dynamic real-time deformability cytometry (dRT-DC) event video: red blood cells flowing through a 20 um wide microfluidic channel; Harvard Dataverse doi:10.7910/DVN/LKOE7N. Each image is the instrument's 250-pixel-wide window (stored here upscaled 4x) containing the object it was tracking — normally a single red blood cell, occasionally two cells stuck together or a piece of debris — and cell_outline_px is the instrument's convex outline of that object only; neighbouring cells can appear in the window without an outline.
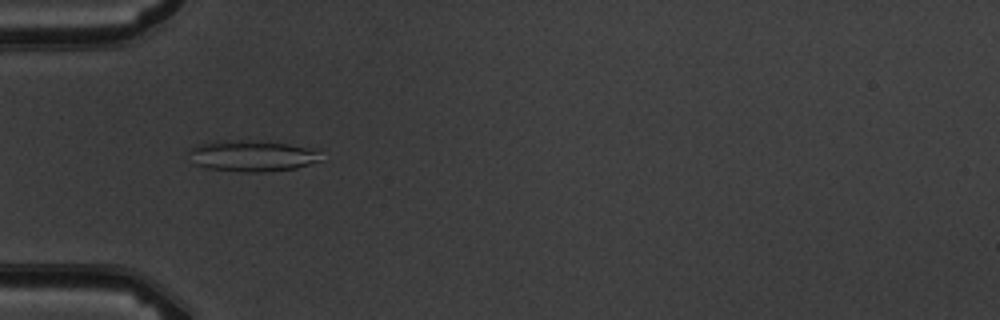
{"species": "common noctule bat (a hibernating species)", "species_latin": "Nyctalus noctula", "temperature_condition": "warm", "stored_images_in_passage": 6, "camera_frame_rate_fps": 3000, "um_per_image_px": 0.085, "animal": {"sex": "male", "body_mass_g": 19.5, "forearm_length_mm": 54.6}, "frame": {"image": 1, "passage_image": 4, "time_ms": 3.333, "image_size_px": [1000, 320], "cell_outline_px": [[320, 160], [296, 168], [264, 172], [240, 172], [208, 168], [192, 164], [188, 152], [188, 148], [196, 144], [216, 140], [260, 140], [320, 148]], "centroid_in_image_um": [21.4, 13.22], "position_along_channel_um": 63.6, "area_um2": 24.74}}